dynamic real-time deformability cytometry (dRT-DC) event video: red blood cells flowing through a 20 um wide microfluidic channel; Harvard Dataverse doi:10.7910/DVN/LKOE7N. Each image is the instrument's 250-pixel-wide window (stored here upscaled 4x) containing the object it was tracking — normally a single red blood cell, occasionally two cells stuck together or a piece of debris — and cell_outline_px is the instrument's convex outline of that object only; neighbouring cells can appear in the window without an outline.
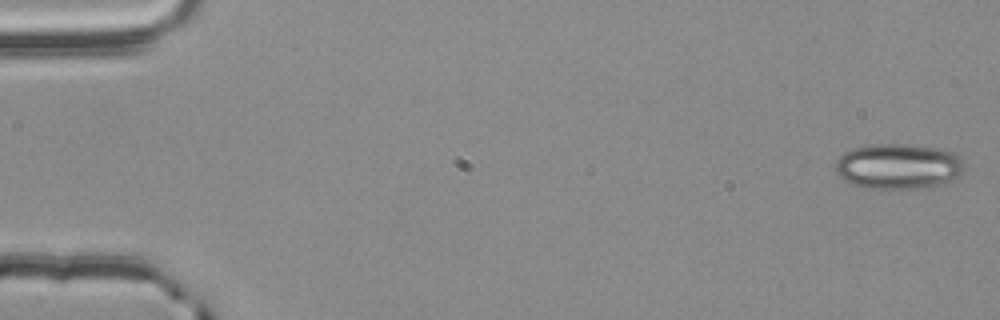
{"species": "common noctule bat (a hibernating species)", "species_latin": "Nyctalus noctula", "temperature_condition": "room temperature", "stored_images_in_passage": 55, "camera_frame_rate_fps": 3000, "um_per_image_px": 0.085, "animal": {"sex": "male", "body_mass_g": 20.4}, "frame": {"image": 1, "passage_image": 1, "time_ms": 0.0, "image_size_px": [1000, 320], "cell_outline_px": [[964, 168], [956, 176], [940, 184], [924, 188], [872, 188], [848, 184], [836, 172], [836, 160], [844, 152], [852, 148], [868, 144], [912, 144], [952, 152], [960, 156], [964, 164]], "centroid_in_image_um": [76.3, 14.12], "position_along_channel_um": 8.7, "area_um2": 33.93}}
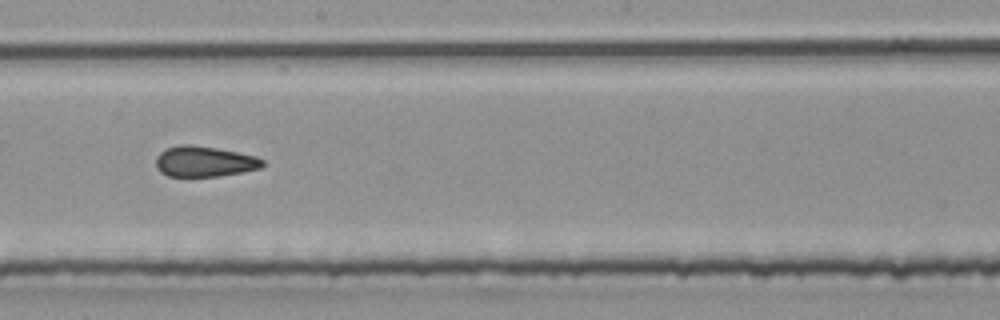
{"frame": {"image": 2, "passage_image": 31, "time_ms": 10.0, "image_size_px": [1000, 320], "cell_outline_px": [[264, 164], [260, 168], [220, 176], [168, 176], [160, 172], [156, 168], [156, 156], [160, 152], [168, 148], [180, 144], [188, 144], [216, 148], [256, 156], [264, 160]], "centroid_in_image_um": [17.35, 13.73], "position_along_channel_um": 230.9, "area_um2": 18.9}}
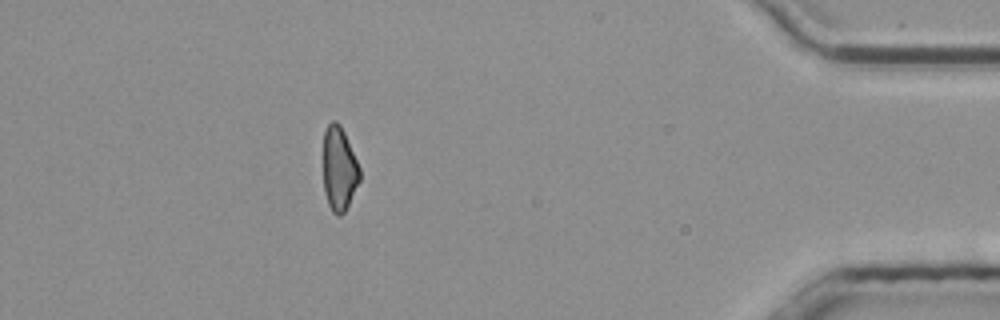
{"frame": {"image": 3, "passage_image": 49, "time_ms": 16.0, "image_size_px": [1000, 320], "cell_outline_px": [[360, 180], [344, 212], [340, 216], [336, 216], [332, 212], [328, 204], [324, 192], [324, 132], [328, 124], [332, 120], [336, 120], [340, 124], [344, 132], [360, 168]], "centroid_in_image_um": [28.82, 14.35], "position_along_channel_um": 406.4, "area_um2": 17.74}, "authors_computed_cell_mechanics": {"area_um2": 19.5942, "velocity_mm_per_s": 3.8041, "shape_relaxation_time_tau1_ms": null, "shape_relaxation_time_tau2_ms": 2.3485, "deformation_change_tau1": null, "deformation_change_tau2": 0.0998}}